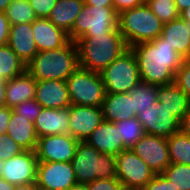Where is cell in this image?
I'll return each instance as SVG.
<instances>
[{
    "label": "cell",
    "mask_w": 190,
    "mask_h": 190,
    "mask_svg": "<svg viewBox=\"0 0 190 190\" xmlns=\"http://www.w3.org/2000/svg\"><path fill=\"white\" fill-rule=\"evenodd\" d=\"M130 48L135 54L141 81L153 85L175 82V75L185 61L161 36Z\"/></svg>",
    "instance_id": "1"
},
{
    "label": "cell",
    "mask_w": 190,
    "mask_h": 190,
    "mask_svg": "<svg viewBox=\"0 0 190 190\" xmlns=\"http://www.w3.org/2000/svg\"><path fill=\"white\" fill-rule=\"evenodd\" d=\"M80 67L101 73L129 47L119 29L107 34L80 37L75 41Z\"/></svg>",
    "instance_id": "2"
},
{
    "label": "cell",
    "mask_w": 190,
    "mask_h": 190,
    "mask_svg": "<svg viewBox=\"0 0 190 190\" xmlns=\"http://www.w3.org/2000/svg\"><path fill=\"white\" fill-rule=\"evenodd\" d=\"M77 45L70 41L63 47L39 51L26 65V71L35 80H64L79 67Z\"/></svg>",
    "instance_id": "3"
},
{
    "label": "cell",
    "mask_w": 190,
    "mask_h": 190,
    "mask_svg": "<svg viewBox=\"0 0 190 190\" xmlns=\"http://www.w3.org/2000/svg\"><path fill=\"white\" fill-rule=\"evenodd\" d=\"M163 24L147 3L118 14V29L129 48L155 40L161 35Z\"/></svg>",
    "instance_id": "4"
},
{
    "label": "cell",
    "mask_w": 190,
    "mask_h": 190,
    "mask_svg": "<svg viewBox=\"0 0 190 190\" xmlns=\"http://www.w3.org/2000/svg\"><path fill=\"white\" fill-rule=\"evenodd\" d=\"M71 163L77 184L86 185L96 179L117 178L115 156L97 151L86 141H79Z\"/></svg>",
    "instance_id": "5"
},
{
    "label": "cell",
    "mask_w": 190,
    "mask_h": 190,
    "mask_svg": "<svg viewBox=\"0 0 190 190\" xmlns=\"http://www.w3.org/2000/svg\"><path fill=\"white\" fill-rule=\"evenodd\" d=\"M118 28V13L113 6L84 5L68 33L70 41L80 37L107 34Z\"/></svg>",
    "instance_id": "6"
},
{
    "label": "cell",
    "mask_w": 190,
    "mask_h": 190,
    "mask_svg": "<svg viewBox=\"0 0 190 190\" xmlns=\"http://www.w3.org/2000/svg\"><path fill=\"white\" fill-rule=\"evenodd\" d=\"M66 83L71 105L102 106L106 90L100 73L79 66Z\"/></svg>",
    "instance_id": "7"
},
{
    "label": "cell",
    "mask_w": 190,
    "mask_h": 190,
    "mask_svg": "<svg viewBox=\"0 0 190 190\" xmlns=\"http://www.w3.org/2000/svg\"><path fill=\"white\" fill-rule=\"evenodd\" d=\"M106 93H128L141 81L134 52L128 48L101 73Z\"/></svg>",
    "instance_id": "8"
},
{
    "label": "cell",
    "mask_w": 190,
    "mask_h": 190,
    "mask_svg": "<svg viewBox=\"0 0 190 190\" xmlns=\"http://www.w3.org/2000/svg\"><path fill=\"white\" fill-rule=\"evenodd\" d=\"M117 179L130 189H144L155 176V172L131 149L115 156Z\"/></svg>",
    "instance_id": "9"
},
{
    "label": "cell",
    "mask_w": 190,
    "mask_h": 190,
    "mask_svg": "<svg viewBox=\"0 0 190 190\" xmlns=\"http://www.w3.org/2000/svg\"><path fill=\"white\" fill-rule=\"evenodd\" d=\"M137 118L146 134L169 138L180 131V121L158 100L141 111Z\"/></svg>",
    "instance_id": "10"
},
{
    "label": "cell",
    "mask_w": 190,
    "mask_h": 190,
    "mask_svg": "<svg viewBox=\"0 0 190 190\" xmlns=\"http://www.w3.org/2000/svg\"><path fill=\"white\" fill-rule=\"evenodd\" d=\"M36 185L48 190H70L77 185L72 163L38 161Z\"/></svg>",
    "instance_id": "11"
},
{
    "label": "cell",
    "mask_w": 190,
    "mask_h": 190,
    "mask_svg": "<svg viewBox=\"0 0 190 190\" xmlns=\"http://www.w3.org/2000/svg\"><path fill=\"white\" fill-rule=\"evenodd\" d=\"M79 141L70 134L39 137L35 149L38 161L71 162Z\"/></svg>",
    "instance_id": "12"
},
{
    "label": "cell",
    "mask_w": 190,
    "mask_h": 190,
    "mask_svg": "<svg viewBox=\"0 0 190 190\" xmlns=\"http://www.w3.org/2000/svg\"><path fill=\"white\" fill-rule=\"evenodd\" d=\"M130 149L156 174L170 164L167 138L145 133Z\"/></svg>",
    "instance_id": "13"
},
{
    "label": "cell",
    "mask_w": 190,
    "mask_h": 190,
    "mask_svg": "<svg viewBox=\"0 0 190 190\" xmlns=\"http://www.w3.org/2000/svg\"><path fill=\"white\" fill-rule=\"evenodd\" d=\"M38 159L35 151H23L8 160L2 159V178L13 185L36 183Z\"/></svg>",
    "instance_id": "14"
},
{
    "label": "cell",
    "mask_w": 190,
    "mask_h": 190,
    "mask_svg": "<svg viewBox=\"0 0 190 190\" xmlns=\"http://www.w3.org/2000/svg\"><path fill=\"white\" fill-rule=\"evenodd\" d=\"M103 121L101 107L83 105L69 107V134L78 141H86Z\"/></svg>",
    "instance_id": "15"
},
{
    "label": "cell",
    "mask_w": 190,
    "mask_h": 190,
    "mask_svg": "<svg viewBox=\"0 0 190 190\" xmlns=\"http://www.w3.org/2000/svg\"><path fill=\"white\" fill-rule=\"evenodd\" d=\"M35 100L42 108L64 109L71 106L64 80H36Z\"/></svg>",
    "instance_id": "16"
},
{
    "label": "cell",
    "mask_w": 190,
    "mask_h": 190,
    "mask_svg": "<svg viewBox=\"0 0 190 190\" xmlns=\"http://www.w3.org/2000/svg\"><path fill=\"white\" fill-rule=\"evenodd\" d=\"M97 151L117 156L127 150L114 122L103 121L86 139Z\"/></svg>",
    "instance_id": "17"
},
{
    "label": "cell",
    "mask_w": 190,
    "mask_h": 190,
    "mask_svg": "<svg viewBox=\"0 0 190 190\" xmlns=\"http://www.w3.org/2000/svg\"><path fill=\"white\" fill-rule=\"evenodd\" d=\"M32 29L38 51L58 49L70 42L68 33L48 18H37L32 22Z\"/></svg>",
    "instance_id": "18"
},
{
    "label": "cell",
    "mask_w": 190,
    "mask_h": 190,
    "mask_svg": "<svg viewBox=\"0 0 190 190\" xmlns=\"http://www.w3.org/2000/svg\"><path fill=\"white\" fill-rule=\"evenodd\" d=\"M37 137L69 134V107L42 108L34 122Z\"/></svg>",
    "instance_id": "19"
},
{
    "label": "cell",
    "mask_w": 190,
    "mask_h": 190,
    "mask_svg": "<svg viewBox=\"0 0 190 190\" xmlns=\"http://www.w3.org/2000/svg\"><path fill=\"white\" fill-rule=\"evenodd\" d=\"M7 45L27 65L39 52L33 37L32 23L10 25Z\"/></svg>",
    "instance_id": "20"
},
{
    "label": "cell",
    "mask_w": 190,
    "mask_h": 190,
    "mask_svg": "<svg viewBox=\"0 0 190 190\" xmlns=\"http://www.w3.org/2000/svg\"><path fill=\"white\" fill-rule=\"evenodd\" d=\"M101 108L105 121L119 122L137 117L133 98L129 97V93H106Z\"/></svg>",
    "instance_id": "21"
},
{
    "label": "cell",
    "mask_w": 190,
    "mask_h": 190,
    "mask_svg": "<svg viewBox=\"0 0 190 190\" xmlns=\"http://www.w3.org/2000/svg\"><path fill=\"white\" fill-rule=\"evenodd\" d=\"M35 95L36 80L27 71L7 80L5 92L7 107L13 109L26 100L35 99Z\"/></svg>",
    "instance_id": "22"
},
{
    "label": "cell",
    "mask_w": 190,
    "mask_h": 190,
    "mask_svg": "<svg viewBox=\"0 0 190 190\" xmlns=\"http://www.w3.org/2000/svg\"><path fill=\"white\" fill-rule=\"evenodd\" d=\"M160 36L165 38V42L175 48V51L185 60L190 58V38L187 22L180 16L173 21L164 23Z\"/></svg>",
    "instance_id": "23"
},
{
    "label": "cell",
    "mask_w": 190,
    "mask_h": 190,
    "mask_svg": "<svg viewBox=\"0 0 190 190\" xmlns=\"http://www.w3.org/2000/svg\"><path fill=\"white\" fill-rule=\"evenodd\" d=\"M7 134L25 151H35L38 137L34 123L29 121L28 118L18 115L12 109Z\"/></svg>",
    "instance_id": "24"
},
{
    "label": "cell",
    "mask_w": 190,
    "mask_h": 190,
    "mask_svg": "<svg viewBox=\"0 0 190 190\" xmlns=\"http://www.w3.org/2000/svg\"><path fill=\"white\" fill-rule=\"evenodd\" d=\"M157 100L164 104V106H166L180 122L190 106L188 96L176 85L175 82L167 85H159Z\"/></svg>",
    "instance_id": "25"
},
{
    "label": "cell",
    "mask_w": 190,
    "mask_h": 190,
    "mask_svg": "<svg viewBox=\"0 0 190 190\" xmlns=\"http://www.w3.org/2000/svg\"><path fill=\"white\" fill-rule=\"evenodd\" d=\"M84 5V0H57L48 19L58 28L69 33Z\"/></svg>",
    "instance_id": "26"
},
{
    "label": "cell",
    "mask_w": 190,
    "mask_h": 190,
    "mask_svg": "<svg viewBox=\"0 0 190 190\" xmlns=\"http://www.w3.org/2000/svg\"><path fill=\"white\" fill-rule=\"evenodd\" d=\"M26 71V64L8 46H0V77L11 80Z\"/></svg>",
    "instance_id": "27"
},
{
    "label": "cell",
    "mask_w": 190,
    "mask_h": 190,
    "mask_svg": "<svg viewBox=\"0 0 190 190\" xmlns=\"http://www.w3.org/2000/svg\"><path fill=\"white\" fill-rule=\"evenodd\" d=\"M170 163L190 165V136L181 130L167 138Z\"/></svg>",
    "instance_id": "28"
},
{
    "label": "cell",
    "mask_w": 190,
    "mask_h": 190,
    "mask_svg": "<svg viewBox=\"0 0 190 190\" xmlns=\"http://www.w3.org/2000/svg\"><path fill=\"white\" fill-rule=\"evenodd\" d=\"M158 85L140 81L137 86L130 89L129 97L133 98L134 108L137 115L151 107L157 101Z\"/></svg>",
    "instance_id": "29"
},
{
    "label": "cell",
    "mask_w": 190,
    "mask_h": 190,
    "mask_svg": "<svg viewBox=\"0 0 190 190\" xmlns=\"http://www.w3.org/2000/svg\"><path fill=\"white\" fill-rule=\"evenodd\" d=\"M10 25L32 23L37 16L28 0H12L5 11Z\"/></svg>",
    "instance_id": "30"
},
{
    "label": "cell",
    "mask_w": 190,
    "mask_h": 190,
    "mask_svg": "<svg viewBox=\"0 0 190 190\" xmlns=\"http://www.w3.org/2000/svg\"><path fill=\"white\" fill-rule=\"evenodd\" d=\"M127 149H130L144 134L142 124L137 117L114 122Z\"/></svg>",
    "instance_id": "31"
},
{
    "label": "cell",
    "mask_w": 190,
    "mask_h": 190,
    "mask_svg": "<svg viewBox=\"0 0 190 190\" xmlns=\"http://www.w3.org/2000/svg\"><path fill=\"white\" fill-rule=\"evenodd\" d=\"M178 190H190V165L170 163L161 173Z\"/></svg>",
    "instance_id": "32"
},
{
    "label": "cell",
    "mask_w": 190,
    "mask_h": 190,
    "mask_svg": "<svg viewBox=\"0 0 190 190\" xmlns=\"http://www.w3.org/2000/svg\"><path fill=\"white\" fill-rule=\"evenodd\" d=\"M146 3L163 23H168L179 17L174 0H149Z\"/></svg>",
    "instance_id": "33"
},
{
    "label": "cell",
    "mask_w": 190,
    "mask_h": 190,
    "mask_svg": "<svg viewBox=\"0 0 190 190\" xmlns=\"http://www.w3.org/2000/svg\"><path fill=\"white\" fill-rule=\"evenodd\" d=\"M25 151L7 133L0 134V159L8 160Z\"/></svg>",
    "instance_id": "34"
},
{
    "label": "cell",
    "mask_w": 190,
    "mask_h": 190,
    "mask_svg": "<svg viewBox=\"0 0 190 190\" xmlns=\"http://www.w3.org/2000/svg\"><path fill=\"white\" fill-rule=\"evenodd\" d=\"M41 109L42 106L35 99H30L18 104L12 110L18 115L28 118L29 121L34 123L40 114Z\"/></svg>",
    "instance_id": "35"
},
{
    "label": "cell",
    "mask_w": 190,
    "mask_h": 190,
    "mask_svg": "<svg viewBox=\"0 0 190 190\" xmlns=\"http://www.w3.org/2000/svg\"><path fill=\"white\" fill-rule=\"evenodd\" d=\"M176 85L188 96L190 100V61L185 60L175 75Z\"/></svg>",
    "instance_id": "36"
},
{
    "label": "cell",
    "mask_w": 190,
    "mask_h": 190,
    "mask_svg": "<svg viewBox=\"0 0 190 190\" xmlns=\"http://www.w3.org/2000/svg\"><path fill=\"white\" fill-rule=\"evenodd\" d=\"M37 18H48L57 0H28Z\"/></svg>",
    "instance_id": "37"
},
{
    "label": "cell",
    "mask_w": 190,
    "mask_h": 190,
    "mask_svg": "<svg viewBox=\"0 0 190 190\" xmlns=\"http://www.w3.org/2000/svg\"><path fill=\"white\" fill-rule=\"evenodd\" d=\"M86 185L88 190H119L122 186L117 178L96 179Z\"/></svg>",
    "instance_id": "38"
},
{
    "label": "cell",
    "mask_w": 190,
    "mask_h": 190,
    "mask_svg": "<svg viewBox=\"0 0 190 190\" xmlns=\"http://www.w3.org/2000/svg\"><path fill=\"white\" fill-rule=\"evenodd\" d=\"M145 190H178L174 187L165 176L162 174H155V176L148 182Z\"/></svg>",
    "instance_id": "39"
},
{
    "label": "cell",
    "mask_w": 190,
    "mask_h": 190,
    "mask_svg": "<svg viewBox=\"0 0 190 190\" xmlns=\"http://www.w3.org/2000/svg\"><path fill=\"white\" fill-rule=\"evenodd\" d=\"M10 22L5 12H0V46L8 44Z\"/></svg>",
    "instance_id": "40"
},
{
    "label": "cell",
    "mask_w": 190,
    "mask_h": 190,
    "mask_svg": "<svg viewBox=\"0 0 190 190\" xmlns=\"http://www.w3.org/2000/svg\"><path fill=\"white\" fill-rule=\"evenodd\" d=\"M146 3L145 0H113V8L119 14L120 12L137 7Z\"/></svg>",
    "instance_id": "41"
},
{
    "label": "cell",
    "mask_w": 190,
    "mask_h": 190,
    "mask_svg": "<svg viewBox=\"0 0 190 190\" xmlns=\"http://www.w3.org/2000/svg\"><path fill=\"white\" fill-rule=\"evenodd\" d=\"M10 118L11 108L7 106L0 108V134L7 133Z\"/></svg>",
    "instance_id": "42"
},
{
    "label": "cell",
    "mask_w": 190,
    "mask_h": 190,
    "mask_svg": "<svg viewBox=\"0 0 190 190\" xmlns=\"http://www.w3.org/2000/svg\"><path fill=\"white\" fill-rule=\"evenodd\" d=\"M180 130L186 135L190 136V106L187 113L180 122Z\"/></svg>",
    "instance_id": "43"
},
{
    "label": "cell",
    "mask_w": 190,
    "mask_h": 190,
    "mask_svg": "<svg viewBox=\"0 0 190 190\" xmlns=\"http://www.w3.org/2000/svg\"><path fill=\"white\" fill-rule=\"evenodd\" d=\"M85 5L113 6V0H84Z\"/></svg>",
    "instance_id": "44"
},
{
    "label": "cell",
    "mask_w": 190,
    "mask_h": 190,
    "mask_svg": "<svg viewBox=\"0 0 190 190\" xmlns=\"http://www.w3.org/2000/svg\"><path fill=\"white\" fill-rule=\"evenodd\" d=\"M174 1L176 9L179 14L190 6V0H174Z\"/></svg>",
    "instance_id": "45"
},
{
    "label": "cell",
    "mask_w": 190,
    "mask_h": 190,
    "mask_svg": "<svg viewBox=\"0 0 190 190\" xmlns=\"http://www.w3.org/2000/svg\"><path fill=\"white\" fill-rule=\"evenodd\" d=\"M6 83L7 82H0V108L7 106L5 97Z\"/></svg>",
    "instance_id": "46"
},
{
    "label": "cell",
    "mask_w": 190,
    "mask_h": 190,
    "mask_svg": "<svg viewBox=\"0 0 190 190\" xmlns=\"http://www.w3.org/2000/svg\"><path fill=\"white\" fill-rule=\"evenodd\" d=\"M15 190H37L36 183L15 185Z\"/></svg>",
    "instance_id": "47"
},
{
    "label": "cell",
    "mask_w": 190,
    "mask_h": 190,
    "mask_svg": "<svg viewBox=\"0 0 190 190\" xmlns=\"http://www.w3.org/2000/svg\"><path fill=\"white\" fill-rule=\"evenodd\" d=\"M0 190H15V185L0 177Z\"/></svg>",
    "instance_id": "48"
},
{
    "label": "cell",
    "mask_w": 190,
    "mask_h": 190,
    "mask_svg": "<svg viewBox=\"0 0 190 190\" xmlns=\"http://www.w3.org/2000/svg\"><path fill=\"white\" fill-rule=\"evenodd\" d=\"M179 16L186 22H190V6L182 11Z\"/></svg>",
    "instance_id": "49"
},
{
    "label": "cell",
    "mask_w": 190,
    "mask_h": 190,
    "mask_svg": "<svg viewBox=\"0 0 190 190\" xmlns=\"http://www.w3.org/2000/svg\"><path fill=\"white\" fill-rule=\"evenodd\" d=\"M12 0H0V12H5Z\"/></svg>",
    "instance_id": "50"
},
{
    "label": "cell",
    "mask_w": 190,
    "mask_h": 190,
    "mask_svg": "<svg viewBox=\"0 0 190 190\" xmlns=\"http://www.w3.org/2000/svg\"><path fill=\"white\" fill-rule=\"evenodd\" d=\"M70 190H88L87 185L77 184L72 187Z\"/></svg>",
    "instance_id": "51"
},
{
    "label": "cell",
    "mask_w": 190,
    "mask_h": 190,
    "mask_svg": "<svg viewBox=\"0 0 190 190\" xmlns=\"http://www.w3.org/2000/svg\"><path fill=\"white\" fill-rule=\"evenodd\" d=\"M2 176V159H0V177Z\"/></svg>",
    "instance_id": "52"
},
{
    "label": "cell",
    "mask_w": 190,
    "mask_h": 190,
    "mask_svg": "<svg viewBox=\"0 0 190 190\" xmlns=\"http://www.w3.org/2000/svg\"><path fill=\"white\" fill-rule=\"evenodd\" d=\"M119 190H135V189H130V188H126V187L121 186V187L119 188Z\"/></svg>",
    "instance_id": "53"
},
{
    "label": "cell",
    "mask_w": 190,
    "mask_h": 190,
    "mask_svg": "<svg viewBox=\"0 0 190 190\" xmlns=\"http://www.w3.org/2000/svg\"><path fill=\"white\" fill-rule=\"evenodd\" d=\"M187 29H188L189 38H190V22H187Z\"/></svg>",
    "instance_id": "54"
},
{
    "label": "cell",
    "mask_w": 190,
    "mask_h": 190,
    "mask_svg": "<svg viewBox=\"0 0 190 190\" xmlns=\"http://www.w3.org/2000/svg\"><path fill=\"white\" fill-rule=\"evenodd\" d=\"M37 190H48L37 186Z\"/></svg>",
    "instance_id": "55"
},
{
    "label": "cell",
    "mask_w": 190,
    "mask_h": 190,
    "mask_svg": "<svg viewBox=\"0 0 190 190\" xmlns=\"http://www.w3.org/2000/svg\"><path fill=\"white\" fill-rule=\"evenodd\" d=\"M0 82H7V81L3 80V78L0 77Z\"/></svg>",
    "instance_id": "56"
}]
</instances>
